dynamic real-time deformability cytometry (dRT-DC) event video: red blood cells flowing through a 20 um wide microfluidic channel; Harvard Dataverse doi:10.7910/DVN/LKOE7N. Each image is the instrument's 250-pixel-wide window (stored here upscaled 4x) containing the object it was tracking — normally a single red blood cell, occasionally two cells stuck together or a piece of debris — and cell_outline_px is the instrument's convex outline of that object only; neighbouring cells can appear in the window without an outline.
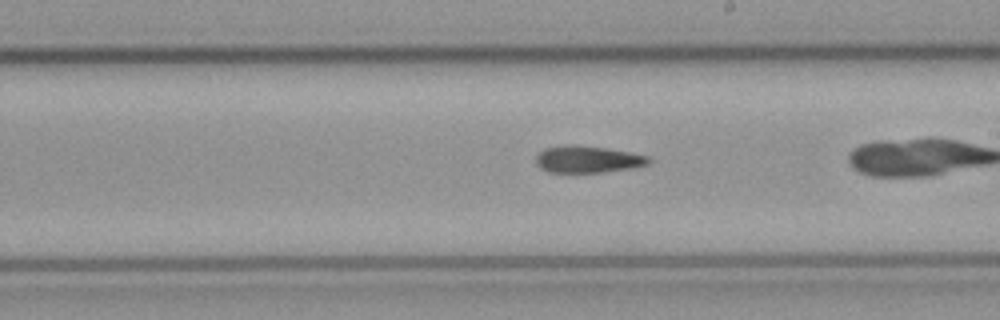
{"species": "common noctule bat (a hibernating species)", "species_latin": "Nyctalus noctula", "temperature_condition": "cold", "stored_images_in_passage": 27, "camera_frame_rate_fps": 3000, "um_per_image_px": 0.085, "animal": {"sex": "male", "body_mass_g": 23.1, "forearm_length_mm": 52.7}, "frame": {"image": 1, "passage_image": 16, "time_ms": 5.0, "image_size_px": [1000, 320], "cell_outline_px": [[652, 160], [648, 164], [628, 168], [600, 172], [548, 172], [540, 168], [536, 164], [536, 156], [544, 148], [564, 144], [572, 144], [604, 148], [628, 152], [648, 156]], "centroid_in_image_um": [49.89, 13.53], "position_along_channel_um": 239.1, "area_um2": 17.51}}